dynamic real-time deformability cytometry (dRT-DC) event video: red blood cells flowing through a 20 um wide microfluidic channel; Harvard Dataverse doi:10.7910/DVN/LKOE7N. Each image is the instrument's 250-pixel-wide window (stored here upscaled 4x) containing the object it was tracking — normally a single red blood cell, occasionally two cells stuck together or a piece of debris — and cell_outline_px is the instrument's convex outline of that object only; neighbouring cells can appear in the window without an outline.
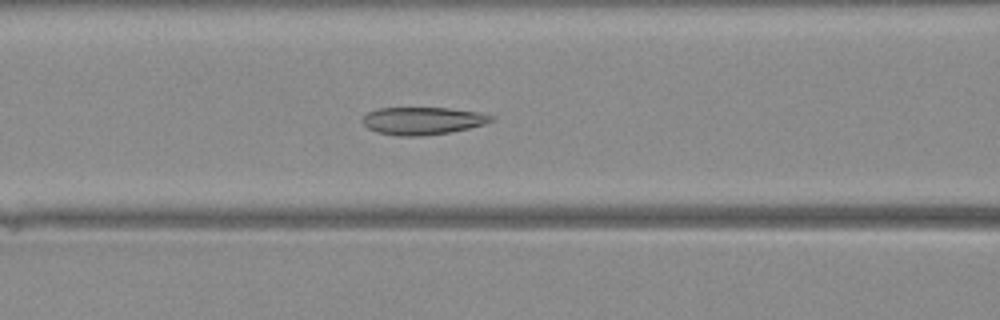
{"species": "Egyptian fruit bat (a non-hibernating species)", "species_latin": "Rousettus aegyptiacus", "temperature_condition": "warm", "stored_images_in_passage": 29, "camera_frame_rate_fps": 3000, "um_per_image_px": 0.085, "animal": {"sex": "female"}, "frame": {"image": 1, "passage_image": 8, "time_ms": 2.333, "image_size_px": [1000, 320], "cell_outline_px": [[496, 120], [484, 124], [468, 128], [448, 132], [424, 136], [400, 136], [376, 132], [368, 128], [360, 120], [368, 112], [376, 108], [448, 108], [484, 112], [496, 116]], "centroid_in_image_um": [35.96, 10.26], "position_along_channel_um": 130.6, "area_um2": 20.92}}
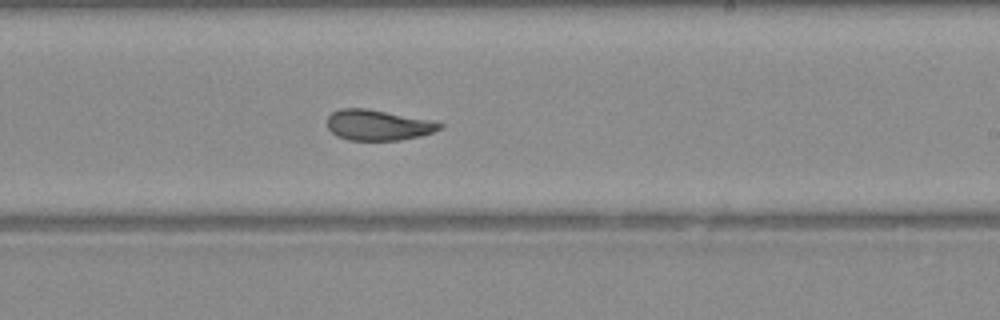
{"frame": {"image": 2, "passage_image": 16, "time_ms": 5.0, "image_size_px": [1000, 320], "cell_outline_px": [[444, 124], [440, 128], [432, 132], [420, 136], [396, 140], [348, 140], [336, 136], [328, 128], [328, 116], [332, 112], [340, 108], [364, 108], [428, 120]], "centroid_in_image_um": [32.07, 10.64], "position_along_channel_um": 256.9, "area_um2": 19.65}}
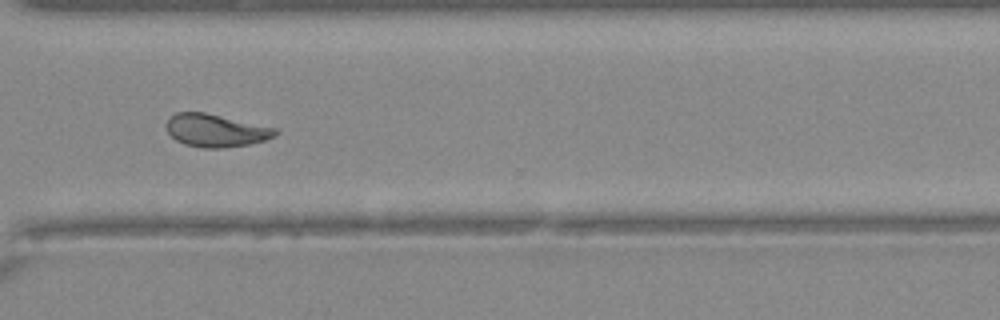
{"frame": {"image": 3, "passage_image": 22, "time_ms": 7.0, "image_size_px": [1000, 320], "cell_outline_px": [[280, 132], [276, 136], [264, 140], [248, 144], [224, 148], [204, 148], [184, 144], [176, 140], [168, 132], [168, 116], [176, 112], [204, 112], [276, 128]], "centroid_in_image_um": [18.35, 11.09], "position_along_channel_um": 352.2, "area_um2": 20.69}}